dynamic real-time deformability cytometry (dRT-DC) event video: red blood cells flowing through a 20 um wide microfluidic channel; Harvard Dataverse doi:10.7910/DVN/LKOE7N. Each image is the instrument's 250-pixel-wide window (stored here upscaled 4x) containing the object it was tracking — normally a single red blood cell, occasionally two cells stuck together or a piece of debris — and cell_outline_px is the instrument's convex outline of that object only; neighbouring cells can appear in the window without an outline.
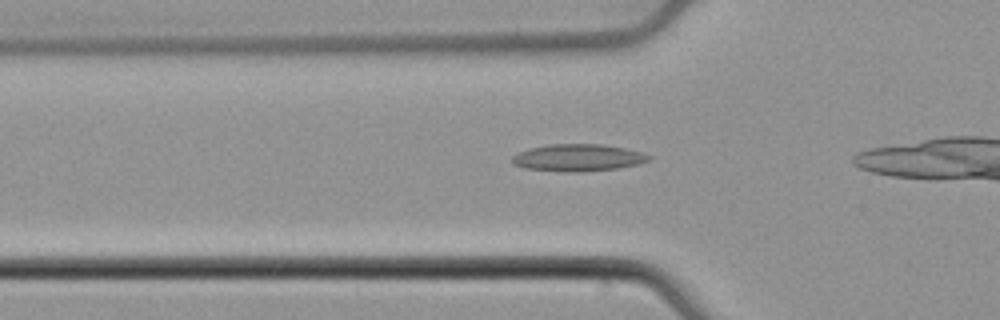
{"species": "common noctule bat (a hibernating species)", "species_latin": "Nyctalus noctula", "temperature_condition": "cold", "stored_images_in_passage": 27, "camera_frame_rate_fps": 3000, "um_per_image_px": 0.085, "animal": {"sex": "male", "body_mass_g": 21.5, "forearm_length_mm": 52.0}, "frame": {"image": 1, "passage_image": 3, "time_ms": 0.667, "image_size_px": [1000, 320], "cell_outline_px": [[652, 156], [648, 160], [640, 164], [616, 168], [584, 172], [564, 172], [524, 168], [512, 164], [512, 156], [528, 148], [548, 144], [600, 144], [624, 148], [640, 152]], "centroid_in_image_um": [49.1, 13.41], "position_along_channel_um": 76.7, "area_um2": 21.62}}
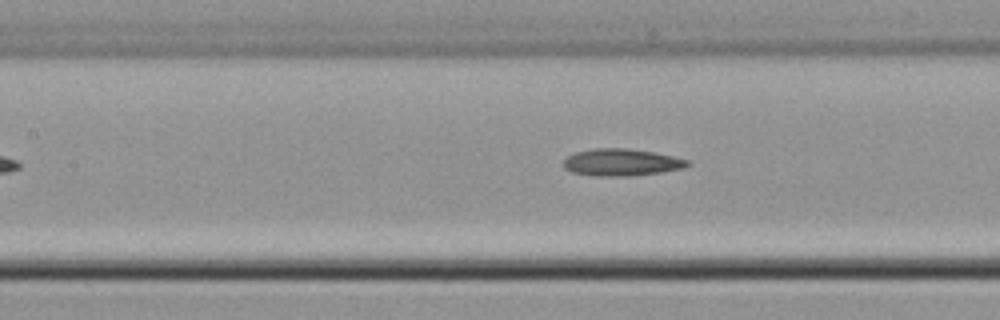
{"frame": {"image": 2, "passage_image": 9, "time_ms": 2.667, "image_size_px": [1000, 320], "cell_outline_px": [[692, 164], [684, 168], [660, 172], [628, 176], [596, 176], [572, 172], [564, 168], [564, 160], [568, 156], [576, 152], [592, 148], [628, 148], [652, 152], [672, 156], [688, 160]], "centroid_in_image_um": [52.82, 13.8], "position_along_channel_um": 154.6, "area_um2": 19.48}}
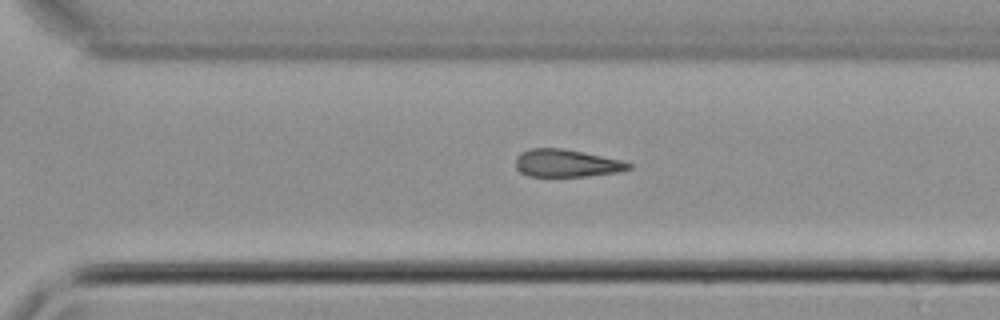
{"frame": {"image": 3, "passage_image": 22, "time_ms": 7.0, "image_size_px": [1000, 320], "cell_outline_px": [[632, 168], [620, 172], [588, 176], [528, 176], [520, 172], [516, 168], [516, 156], [520, 152], [528, 148], [564, 148], [620, 160], [632, 164]], "centroid_in_image_um": [48.13, 13.87], "position_along_channel_um": 322.5, "area_um2": 18.26}}